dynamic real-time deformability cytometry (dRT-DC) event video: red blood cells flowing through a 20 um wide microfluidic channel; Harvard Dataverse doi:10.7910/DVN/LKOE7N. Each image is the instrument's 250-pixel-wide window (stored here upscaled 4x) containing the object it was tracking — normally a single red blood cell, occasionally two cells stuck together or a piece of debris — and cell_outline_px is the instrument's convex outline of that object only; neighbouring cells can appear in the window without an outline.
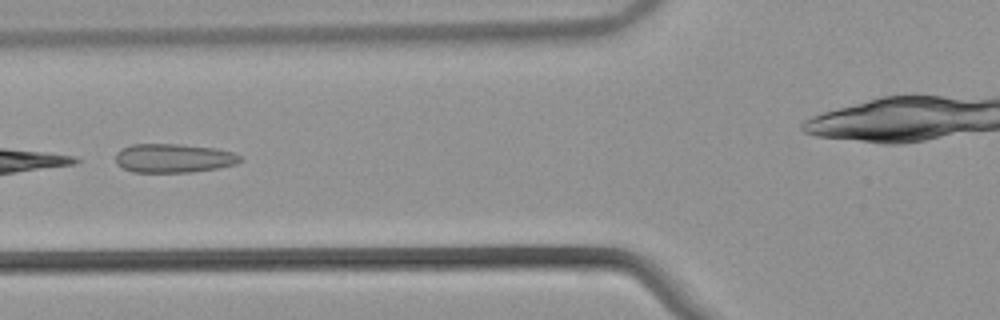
{"species": "common noctule bat (a hibernating species)", "species_latin": "Nyctalus noctula", "temperature_condition": "warm", "stored_images_in_passage": 11, "camera_frame_rate_fps": 3000, "um_per_image_px": 0.085, "animal": {"sex": "male", "body_mass_g": 21.5, "forearm_length_mm": 52.0}, "frame": {"image": 1, "passage_image": 5, "time_ms": 1.333, "image_size_px": [1000, 320], "cell_outline_px": [[244, 160], [236, 164], [220, 168], [192, 172], [132, 172], [116, 164], [116, 152], [120, 148], [132, 144], [180, 144], [216, 148], [232, 152], [240, 156]], "centroid_in_image_um": [14.76, 13.44], "position_along_channel_um": 111.0, "area_um2": 21.21}}
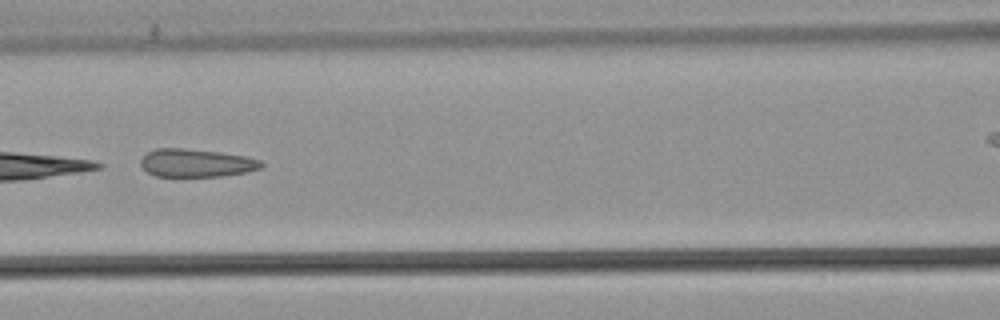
{"frame": {"image": 2, "passage_image": 8, "time_ms": 2.333, "image_size_px": [1000, 320], "cell_outline_px": [[264, 164], [260, 168], [244, 172], [220, 176], [156, 176], [148, 172], [140, 164], [140, 160], [148, 152], [156, 148], [184, 148], [220, 152], [244, 156], [260, 160]], "centroid_in_image_um": [16.66, 13.84], "position_along_channel_um": 149.9, "area_um2": 19.48}}